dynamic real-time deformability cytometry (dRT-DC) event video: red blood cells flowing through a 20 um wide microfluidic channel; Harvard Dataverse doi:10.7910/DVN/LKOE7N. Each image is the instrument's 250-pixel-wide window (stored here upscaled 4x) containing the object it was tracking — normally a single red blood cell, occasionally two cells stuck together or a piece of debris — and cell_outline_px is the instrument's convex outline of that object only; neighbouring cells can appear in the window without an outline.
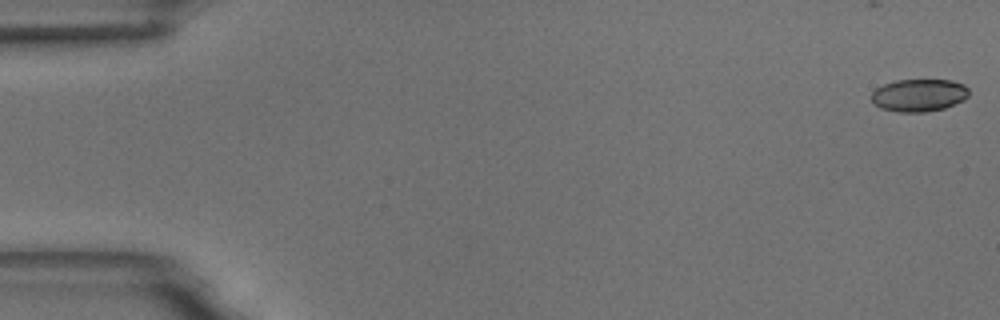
{"species": "common noctule bat (a hibernating species)", "species_latin": "Nyctalus noctula", "temperature_condition": "room temperature", "stored_images_in_passage": 44, "camera_frame_rate_fps": 3000, "um_per_image_px": 0.085, "animal": {"sex": "male", "body_mass_g": 18.8}, "frame": {"image": 1, "passage_image": 1, "time_ms": 0.0, "image_size_px": [1000, 320], "cell_outline_px": [[968, 96], [964, 100], [944, 108], [924, 112], [896, 112], [880, 108], [872, 104], [872, 92], [876, 88], [884, 84], [896, 80], [952, 80], [964, 84], [968, 88]], "centroid_in_image_um": [78.09, 8.09], "position_along_channel_um": 6.9, "area_um2": 18.61}}
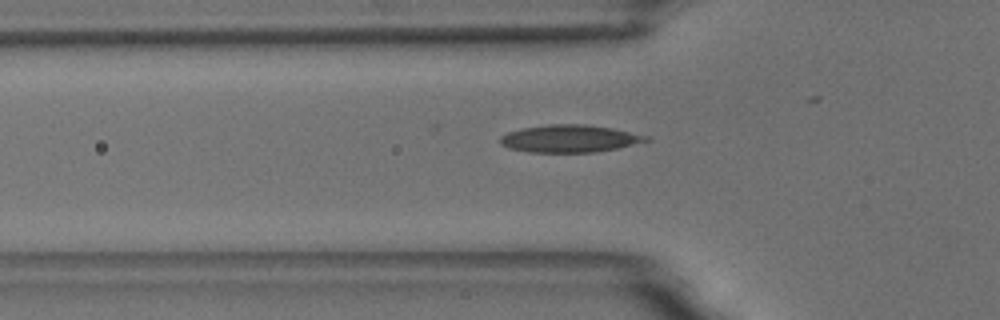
{"frame": {"image": 2, "passage_image": 19, "time_ms": 6.0, "image_size_px": [1000, 320], "cell_outline_px": [[652, 140], [616, 148], [596, 152], [528, 152], [508, 148], [500, 144], [500, 136], [508, 132], [524, 128], [548, 124], [584, 124], [612, 128], [648, 136]], "centroid_in_image_um": [48.4, 11.78], "position_along_channel_um": 77.4, "area_um2": 23.24}}
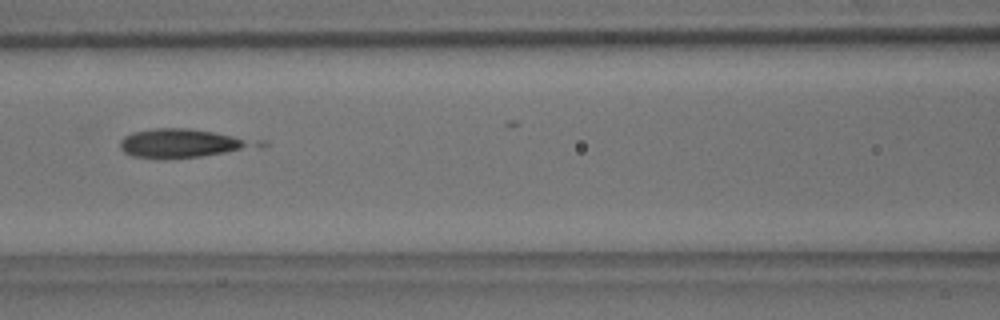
{"frame": {"image": 3, "passage_image": 25, "time_ms": 8.0, "image_size_px": [1000, 320], "cell_outline_px": [[268, 144], [264, 148], [200, 156], [164, 160], [132, 156], [124, 152], [120, 148], [120, 140], [124, 136], [132, 132], [156, 128], [188, 128], [268, 140]], "centroid_in_image_um": [15.71, 12.19], "position_along_channel_um": 150.9, "area_um2": 24.04}}